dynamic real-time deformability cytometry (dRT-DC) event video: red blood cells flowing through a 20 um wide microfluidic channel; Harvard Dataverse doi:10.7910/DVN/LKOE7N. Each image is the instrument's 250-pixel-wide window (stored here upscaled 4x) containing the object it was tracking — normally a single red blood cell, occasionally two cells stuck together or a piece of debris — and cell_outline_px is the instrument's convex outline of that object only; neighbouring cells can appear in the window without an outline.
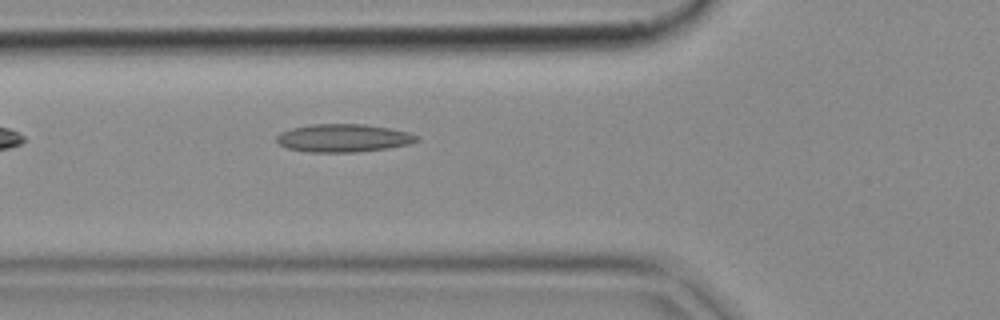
{"species": "common noctule bat (a hibernating species)", "species_latin": "Nyctalus noctula", "temperature_condition": "cold", "stored_images_in_passage": 40, "camera_frame_rate_fps": 3000, "um_per_image_px": 0.085, "animal": {"sex": "female", "body_mass_g": 18.4}, "frame": {"image": 1, "passage_image": 7, "time_ms": 2.0, "image_size_px": [1000, 320], "cell_outline_px": [[420, 140], [408, 144], [388, 148], [356, 152], [308, 152], [288, 148], [280, 144], [276, 140], [276, 136], [280, 132], [292, 128], [312, 124], [364, 124], [388, 128], [408, 132], [420, 136]], "centroid_in_image_um": [29.2, 11.73], "position_along_channel_um": 96.6, "area_um2": 22.83}}
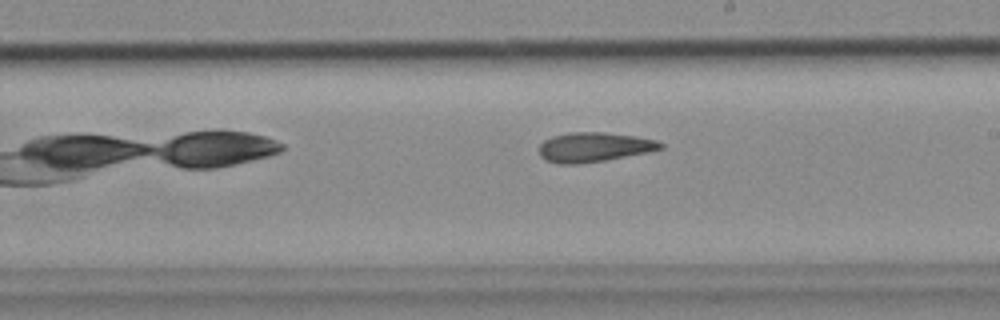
{"frame": {"image": 2, "passage_image": 18, "time_ms": 5.667, "image_size_px": [1000, 320], "cell_outline_px": [[664, 148], [648, 152], [604, 160], [580, 164], [556, 164], [544, 160], [540, 156], [540, 144], [544, 140], [552, 136], [568, 132], [604, 132], [636, 136], [656, 140], [664, 144]], "centroid_in_image_um": [50.47, 12.5], "position_along_channel_um": 238.5, "area_um2": 21.04}}